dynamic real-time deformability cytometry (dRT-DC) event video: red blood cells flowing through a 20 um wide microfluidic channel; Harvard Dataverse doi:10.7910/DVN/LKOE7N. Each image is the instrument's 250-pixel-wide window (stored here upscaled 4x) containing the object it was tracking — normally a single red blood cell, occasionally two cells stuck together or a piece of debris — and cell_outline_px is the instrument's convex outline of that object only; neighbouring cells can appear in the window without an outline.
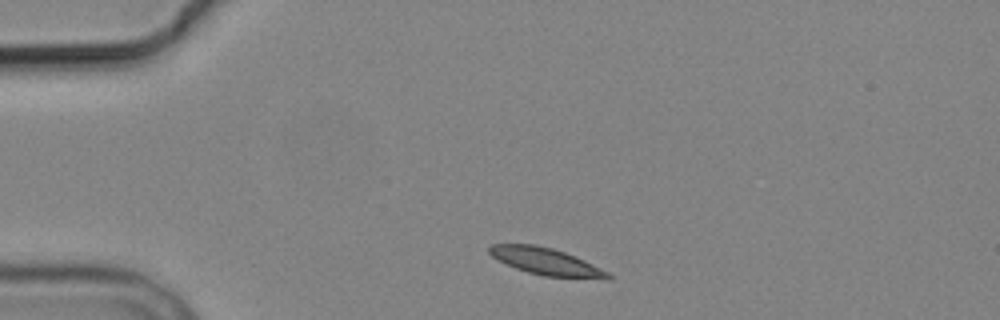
{"species": "common noctule bat (a hibernating species)", "species_latin": "Nyctalus noctula", "temperature_condition": "cold", "stored_images_in_passage": 2, "camera_frame_rate_fps": 3000, "um_per_image_px": 0.085, "animal": {"sex": "male", "body_mass_g": 19.2, "forearm_length_mm": 51.8}, "frame": {"image": 1, "passage_image": 1, "time_ms": 0.0, "image_size_px": [1000, 320], "cell_outline_px": [[612, 276], [608, 280], [544, 276], [528, 272], [516, 268], [492, 256], [488, 252], [488, 248], [492, 244], [536, 244], [552, 248], [576, 256], [608, 272]], "centroid_in_image_um": [46.46, 22.23], "position_along_channel_um": 38.5, "area_um2": 18.67}}